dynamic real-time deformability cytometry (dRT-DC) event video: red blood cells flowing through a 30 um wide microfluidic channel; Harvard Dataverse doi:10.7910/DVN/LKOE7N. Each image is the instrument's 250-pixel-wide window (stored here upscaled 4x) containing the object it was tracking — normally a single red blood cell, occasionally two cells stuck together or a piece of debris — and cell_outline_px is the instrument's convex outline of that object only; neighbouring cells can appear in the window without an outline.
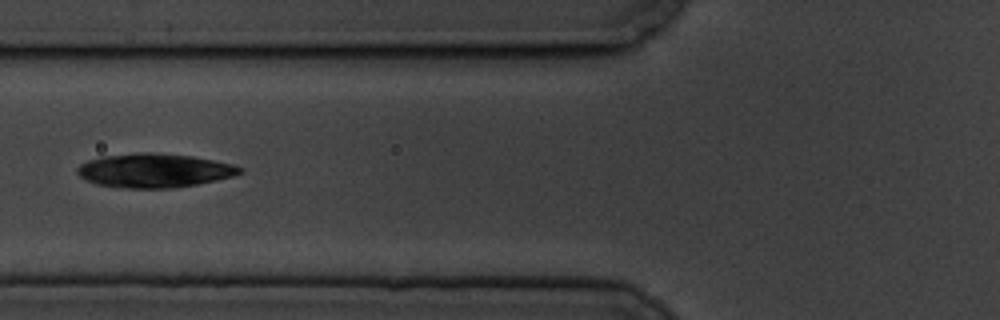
{"species": "common noctule bat (a hibernating species)", "species_latin": "Nyctalus noctula", "temperature_condition": "cold", "stored_images_in_passage": 13, "camera_frame_rate_fps": 3000, "um_per_image_px": 0.085, "animal": {"sex": "male", "body_mass_g": 19.5, "forearm_length_mm": 54.6}, "frame": {"image": 1, "passage_image": 6, "time_ms": 6.667, "image_size_px": [1000, 320], "cell_outline_px": [[244, 172], [232, 176], [216, 180], [196, 184], [172, 188], [128, 188], [96, 184], [84, 180], [76, 172], [76, 168], [80, 164], [88, 160], [100, 156], [140, 152], [152, 152], [192, 156], [232, 164], [244, 168]], "centroid_in_image_um": [13.08, 14.48], "position_along_channel_um": 112.7, "area_um2": 32.25}}
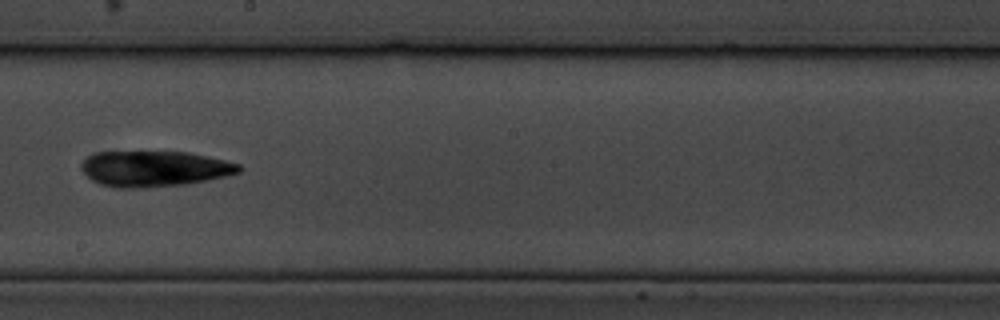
{"frame": {"image": 2, "passage_image": 9, "time_ms": 10.333, "image_size_px": [1000, 320], "cell_outline_px": [[244, 168], [240, 172], [224, 176], [184, 184], [136, 188], [116, 188], [100, 184], [92, 180], [80, 168], [80, 164], [88, 156], [96, 152], [188, 152], [208, 156], [240, 164]], "centroid_in_image_um": [13.11, 14.33], "position_along_channel_um": 235.1, "area_um2": 32.6}}
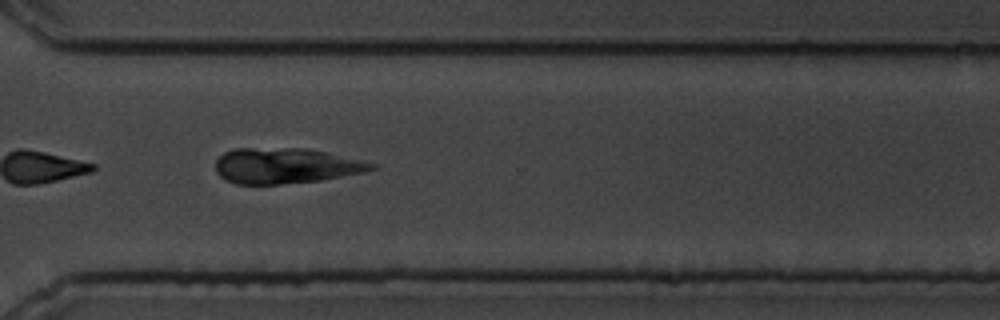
{"frame": {"image": 3, "passage_image": 12, "time_ms": 13.667, "image_size_px": [1000, 320], "cell_outline_px": [[380, 168], [364, 172], [320, 180], [280, 184], [236, 184], [220, 176], [216, 172], [216, 160], [224, 152], [232, 148], [308, 148], [328, 152], [376, 164]], "centroid_in_image_um": [24.28, 14.08], "position_along_channel_um": 346.3, "area_um2": 32.31}}